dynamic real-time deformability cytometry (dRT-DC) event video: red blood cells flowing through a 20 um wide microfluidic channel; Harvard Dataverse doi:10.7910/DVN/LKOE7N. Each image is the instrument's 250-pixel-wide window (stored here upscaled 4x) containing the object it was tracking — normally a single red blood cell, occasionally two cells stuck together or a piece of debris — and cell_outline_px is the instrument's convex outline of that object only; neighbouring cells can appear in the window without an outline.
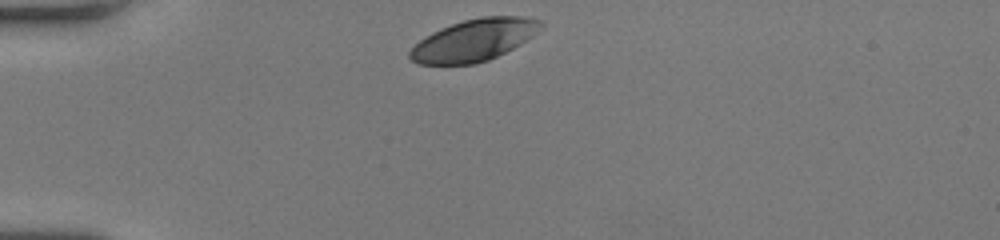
{"species": "human", "species_latin": "Homo sapiens", "temperature_condition": "room temperature", "stored_images_in_passage": 31, "camera_frame_rate_fps": 3000, "um_per_image_px": 0.085, "donor": {"sex": "female"}, "frame": {"image": 1, "passage_image": 1, "time_ms": 0.0, "image_size_px": [1000, 240], "cell_outline_px": [[544, 24], [532, 36], [520, 44], [488, 60], [476, 64], [420, 64], [412, 60], [408, 56], [408, 52], [420, 40], [432, 32], [440, 28], [464, 20], [480, 16], [528, 16], [540, 20]], "centroid_in_image_um": [40.3, 3.4], "position_along_channel_um": 44.7, "area_um2": 31.79}}
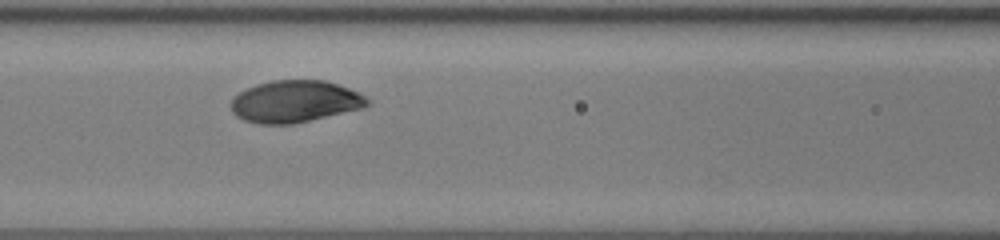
{"frame": {"image": 2, "passage_image": 11, "time_ms": 3.333, "image_size_px": [1000, 240], "cell_outline_px": [[372, 100], [364, 108], [292, 124], [256, 124], [244, 120], [236, 116], [232, 112], [232, 96], [256, 84], [272, 80], [324, 80], [360, 92]], "centroid_in_image_um": [25.08, 8.63], "position_along_channel_um": 141.5, "area_um2": 33.47}}
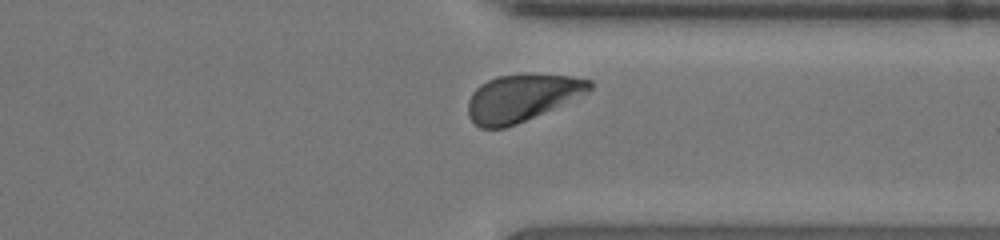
{"frame": {"image": 3, "passage_image": 28, "time_ms": 9.0, "image_size_px": [1000, 240], "cell_outline_px": [[592, 88], [588, 92], [516, 124], [504, 128], [480, 128], [468, 116], [468, 100], [472, 92], [480, 84], [496, 76], [572, 76], [592, 80]], "centroid_in_image_um": [44.3, 8.34], "position_along_channel_um": 367.1, "area_um2": 32.37}, "authors_computed_cell_mechanics": {"area_um2": 33.5818, "velocity_mm_per_s": 3.9545, "shape_relaxation_time_tau1_ms": 2.7051, "shape_relaxation_time_tau2_ms": null, "deformation_change_tau1": 0.1439, "deformation_change_tau2": null}}